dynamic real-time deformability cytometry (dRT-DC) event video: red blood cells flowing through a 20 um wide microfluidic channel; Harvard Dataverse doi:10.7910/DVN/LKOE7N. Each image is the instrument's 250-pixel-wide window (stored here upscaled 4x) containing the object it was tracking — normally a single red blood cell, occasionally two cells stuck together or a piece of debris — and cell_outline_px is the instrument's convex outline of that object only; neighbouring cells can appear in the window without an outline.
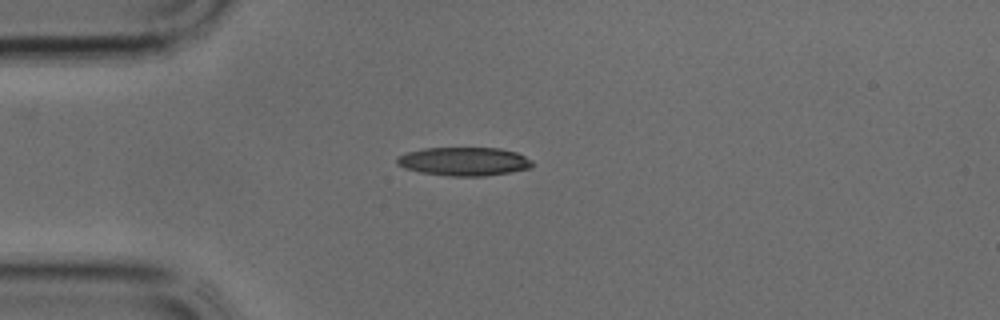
{"species": "common noctule bat (a hibernating species)", "species_latin": "Nyctalus noctula", "temperature_condition": "cold", "stored_images_in_passage": 30, "camera_frame_rate_fps": 3000, "um_per_image_px": 0.085, "animal": {"sex": "male", "body_mass_g": 17.9, "forearm_length_mm": 54.2}, "frame": {"image": 1, "passage_image": 1, "time_ms": 0.0, "image_size_px": [1000, 320], "cell_outline_px": [[532, 168], [484, 176], [448, 176], [420, 172], [404, 168], [396, 164], [396, 156], [408, 152], [424, 148], [500, 148], [516, 152], [532, 160]], "centroid_in_image_um": [39.41, 13.72], "position_along_channel_um": 45.6, "area_um2": 22.54}}
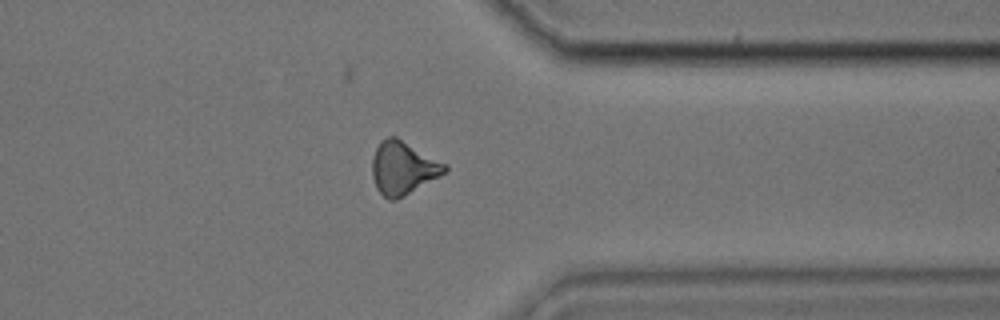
{"frame": {"image": 2, "passage_image": 21, "time_ms": 6.667, "image_size_px": [1000, 320], "cell_outline_px": [[448, 168], [440, 176], [404, 196], [396, 200], [388, 200], [376, 188], [372, 176], [372, 160], [376, 148], [380, 140], [388, 136], [396, 136], [448, 164]], "centroid_in_image_um": [34.25, 14.26], "position_along_channel_um": 377.1, "area_um2": 22.6}}
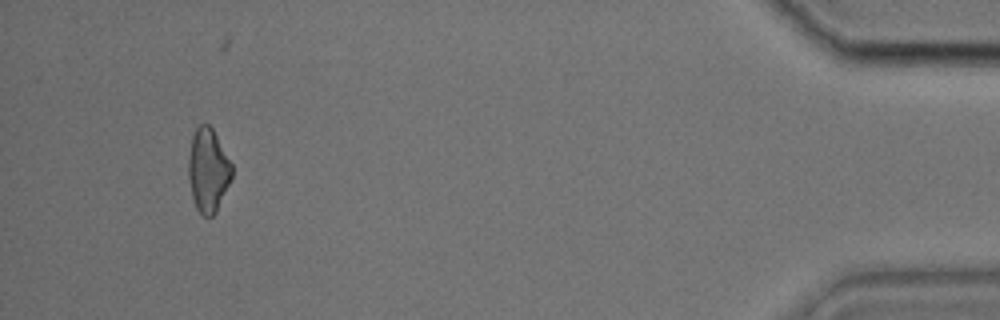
{"frame": {"image": 3, "passage_image": 27, "time_ms": 8.667, "image_size_px": [1000, 320], "cell_outline_px": [[232, 180], [216, 212], [212, 216], [204, 216], [196, 208], [192, 196], [188, 176], [188, 160], [192, 136], [196, 128], [200, 124], [208, 124], [212, 128], [232, 164]], "centroid_in_image_um": [17.69, 14.48], "position_along_channel_um": 417.5, "area_um2": 21.15}}